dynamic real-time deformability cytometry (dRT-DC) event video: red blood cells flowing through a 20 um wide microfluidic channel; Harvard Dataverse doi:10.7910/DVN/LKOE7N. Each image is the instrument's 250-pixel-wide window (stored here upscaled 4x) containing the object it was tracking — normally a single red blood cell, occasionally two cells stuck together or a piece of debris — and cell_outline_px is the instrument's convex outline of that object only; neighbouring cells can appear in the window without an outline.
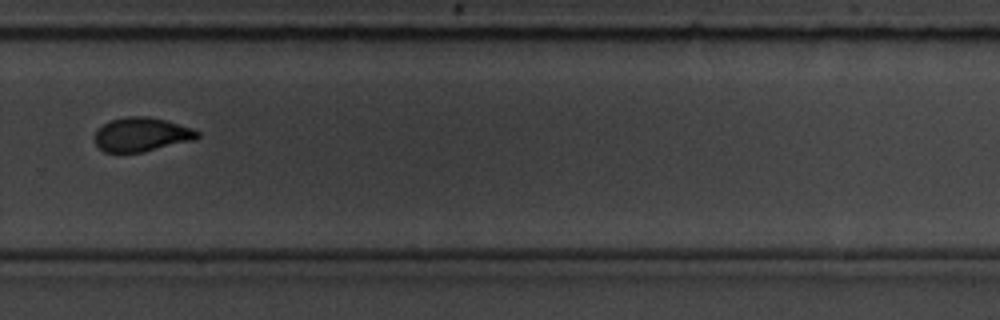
{"species": "common noctule bat (a hibernating species)", "species_latin": "Nyctalus noctula", "temperature_condition": "room temperature", "stored_images_in_passage": 17, "camera_frame_rate_fps": 3000, "um_per_image_px": 0.085, "animal": {"sex": "male", "body_mass_g": 19.5, "forearm_length_mm": 54.6}, "frame": {"image": 1, "passage_image": 12, "time_ms": 13.667, "image_size_px": [1000, 320], "cell_outline_px": [[200, 136], [196, 140], [140, 152], [104, 152], [96, 144], [96, 132], [104, 124], [112, 120], [128, 116], [148, 116], [164, 120], [192, 128], [200, 132]], "centroid_in_image_um": [12.08, 11.43], "position_along_channel_um": 317.7, "area_um2": 20.06}}
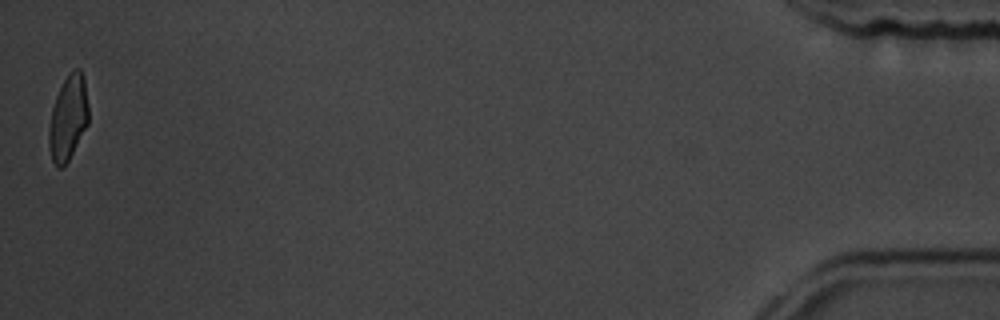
{"frame": {"image": 2, "passage_image": 17, "time_ms": 19.333, "image_size_px": [1000, 320], "cell_outline_px": [[88, 124], [64, 168], [56, 168], [52, 160], [48, 144], [48, 132], [52, 108], [56, 96], [68, 72], [76, 68], [80, 68], [84, 76], [88, 104]], "centroid_in_image_um": [5.79, 10.03], "position_along_channel_um": 429.4, "area_um2": 19.77}, "authors_computed_cell_mechanics": {"area_um2": 19.7676, "velocity_mm_per_s": 3.6432, "shape_relaxation_time_tau1_ms": 2.8778, "shape_relaxation_time_tau2_ms": 2.7622, "deformation_change_tau1": 0.1469, "deformation_change_tau2": 0.0728}}